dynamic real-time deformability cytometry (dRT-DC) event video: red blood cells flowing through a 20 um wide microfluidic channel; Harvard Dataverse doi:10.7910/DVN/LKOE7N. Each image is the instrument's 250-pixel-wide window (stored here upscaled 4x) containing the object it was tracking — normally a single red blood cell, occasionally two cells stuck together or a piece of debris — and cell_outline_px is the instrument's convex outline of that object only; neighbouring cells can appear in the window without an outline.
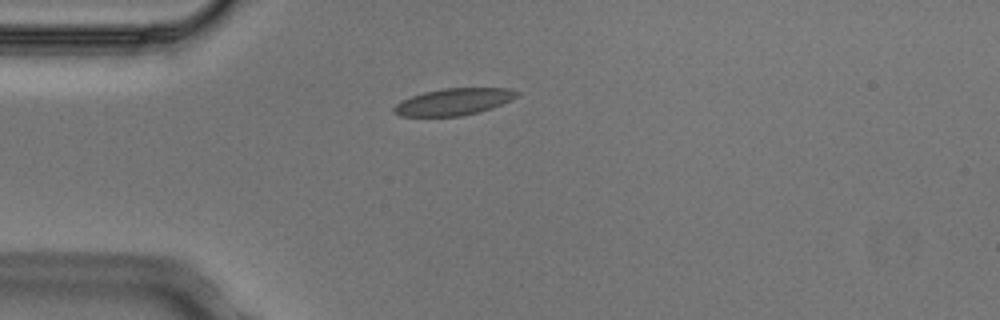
{"species": "Egyptian fruit bat (a non-hibernating species)", "species_latin": "Rousettus aegyptiacus", "temperature_condition": "cold", "stored_images_in_passage": 1, "camera_frame_rate_fps": 3000, "um_per_image_px": 0.085, "animal": {"sex": "male"}, "frame": {"image": 1, "passage_image": 1, "time_ms": 0.0, "image_size_px": [1000, 320], "cell_outline_px": [[520, 92], [512, 100], [492, 108], [480, 112], [460, 116], [400, 116], [392, 112], [392, 108], [400, 100], [424, 92], [444, 88], [508, 88]], "centroid_in_image_um": [38.55, 8.65], "position_along_channel_um": 46.5, "area_um2": 19.31}}